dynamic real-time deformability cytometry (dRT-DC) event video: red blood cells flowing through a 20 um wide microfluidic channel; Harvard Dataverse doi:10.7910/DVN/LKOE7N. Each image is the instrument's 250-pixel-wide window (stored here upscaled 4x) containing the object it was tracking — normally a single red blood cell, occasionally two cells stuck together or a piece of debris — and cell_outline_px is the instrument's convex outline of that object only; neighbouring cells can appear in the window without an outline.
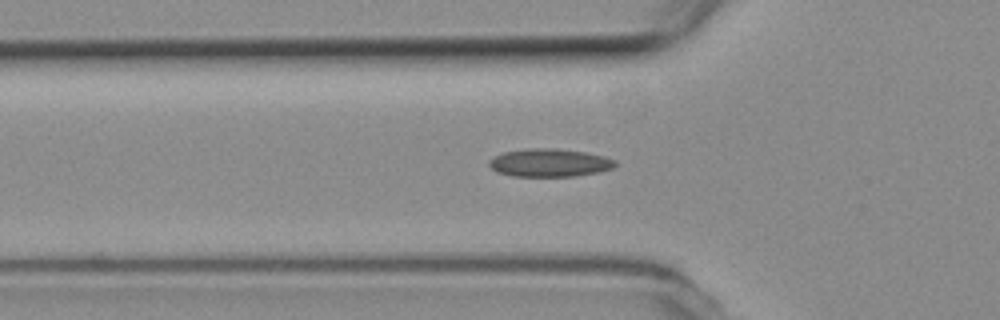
{"species": "common noctule bat (a hibernating species)", "species_latin": "Nyctalus noctula", "temperature_condition": "room temperature", "stored_images_in_passage": 40, "camera_frame_rate_fps": 3000, "um_per_image_px": 0.085, "animal": {"sex": "female", "body_mass_g": 19.3, "forearm_length_mm": 54.1}, "frame": {"image": 1, "passage_image": 11, "time_ms": 3.333, "image_size_px": [1000, 320], "cell_outline_px": [[616, 164], [612, 168], [600, 172], [572, 176], [512, 176], [496, 172], [488, 164], [488, 160], [504, 152], [528, 148], [556, 148], [584, 152], [604, 156], [616, 160]], "centroid_in_image_um": [46.7, 13.83], "position_along_channel_um": 79.1, "area_um2": 20.58}}
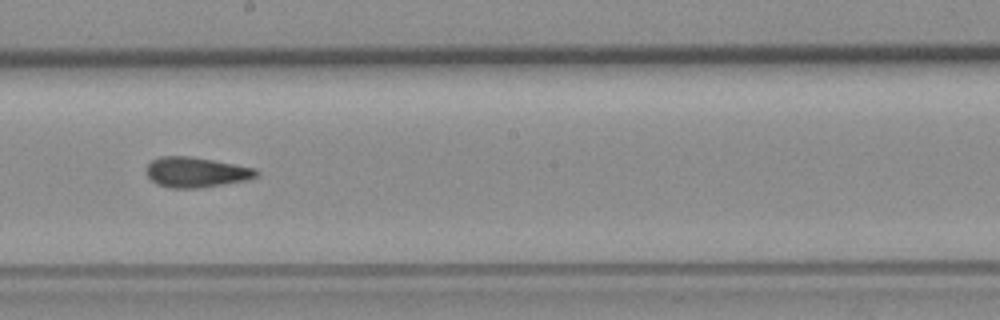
{"frame": {"image": 2, "passage_image": 23, "time_ms": 7.333, "image_size_px": [1000, 320], "cell_outline_px": [[260, 172], [256, 176], [244, 180], [200, 188], [172, 188], [156, 184], [148, 176], [148, 164], [152, 160], [160, 156], [188, 156], [212, 160], [256, 168]], "centroid_in_image_um": [16.66, 14.64], "position_along_channel_um": 231.5, "area_um2": 19.07}}
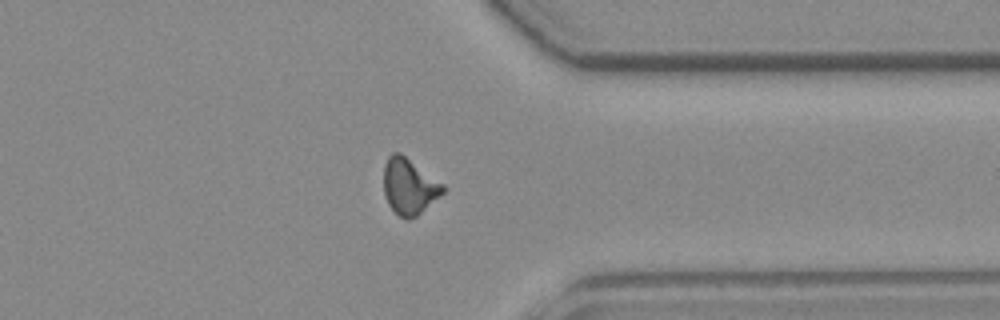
{"frame": {"image": 3, "passage_image": 35, "time_ms": 11.333, "image_size_px": [1000, 320], "cell_outline_px": [[448, 188], [444, 192], [416, 216], [408, 220], [404, 220], [388, 204], [384, 192], [384, 164], [388, 156], [392, 152], [400, 152], [444, 184]], "centroid_in_image_um": [34.78, 15.83], "position_along_channel_um": 376.6, "area_um2": 19.31}, "authors_computed_cell_mechanics": {"area_um2": 19.1896, "velocity_mm_per_s": 3.7974, "shape_relaxation_time_tau1_ms": null, "shape_relaxation_time_tau2_ms": 2.7636, "deformation_change_tau1": null, "deformation_change_tau2": 0.098}}